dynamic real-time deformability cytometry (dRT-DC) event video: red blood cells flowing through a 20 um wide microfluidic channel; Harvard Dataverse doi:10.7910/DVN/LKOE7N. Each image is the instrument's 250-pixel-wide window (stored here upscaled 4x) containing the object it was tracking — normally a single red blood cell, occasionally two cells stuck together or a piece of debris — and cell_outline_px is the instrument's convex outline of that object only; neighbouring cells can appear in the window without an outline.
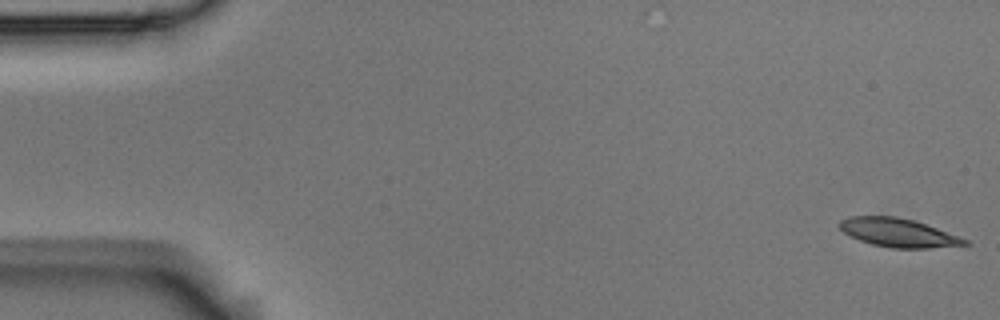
{"species": "Egyptian fruit bat (a non-hibernating species)", "species_latin": "Rousettus aegyptiacus", "temperature_condition": "room temperature", "stored_images_in_passage": 9, "camera_frame_rate_fps": 3000, "um_per_image_px": 0.085, "animal": {"sex": "male"}, "frame": {"image": 1, "passage_image": 1, "time_ms": 0.0, "image_size_px": [1000, 320], "cell_outline_px": [[972, 244], [928, 248], [892, 248], [872, 244], [860, 240], [844, 232], [836, 224], [840, 220], [848, 216], [896, 216], [912, 220], [936, 228], [968, 240]], "centroid_in_image_um": [76.31, 19.77], "position_along_channel_um": 8.7, "area_um2": 20.63}}